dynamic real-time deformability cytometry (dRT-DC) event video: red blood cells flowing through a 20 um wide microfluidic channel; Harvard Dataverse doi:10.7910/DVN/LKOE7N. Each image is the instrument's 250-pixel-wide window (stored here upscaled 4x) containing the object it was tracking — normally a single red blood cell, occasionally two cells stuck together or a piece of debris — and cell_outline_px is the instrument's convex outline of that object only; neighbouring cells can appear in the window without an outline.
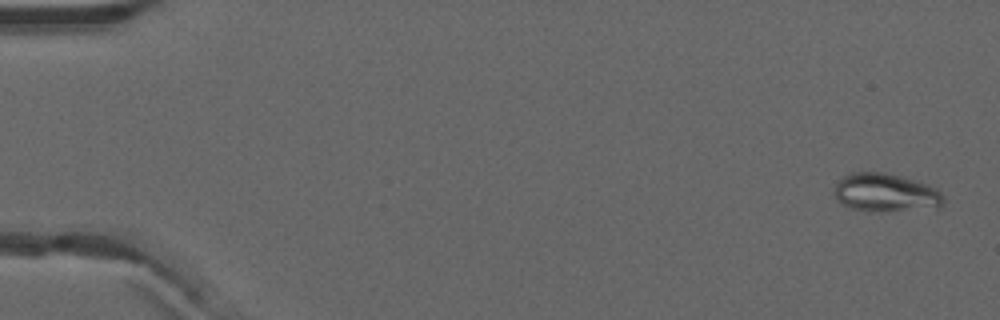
{"species": "common noctule bat (a hibernating species)", "species_latin": "Nyctalus noctula", "temperature_condition": "warm", "stored_images_in_passage": 12, "camera_frame_rate_fps": 3000, "um_per_image_px": 0.085, "animal": {"sex": "male", "forearm_length_mm": 52.5}, "frame": {"image": 1, "passage_image": 2, "time_ms": 0.333, "image_size_px": [1000, 320], "cell_outline_px": [[944, 200], [940, 208], [876, 212], [864, 212], [848, 208], [840, 204], [836, 200], [836, 184], [844, 176], [852, 172], [884, 172], [904, 176], [936, 188], [944, 196]], "centroid_in_image_um": [75.28, 16.4], "position_along_channel_um": 9.7, "area_um2": 24.85}}